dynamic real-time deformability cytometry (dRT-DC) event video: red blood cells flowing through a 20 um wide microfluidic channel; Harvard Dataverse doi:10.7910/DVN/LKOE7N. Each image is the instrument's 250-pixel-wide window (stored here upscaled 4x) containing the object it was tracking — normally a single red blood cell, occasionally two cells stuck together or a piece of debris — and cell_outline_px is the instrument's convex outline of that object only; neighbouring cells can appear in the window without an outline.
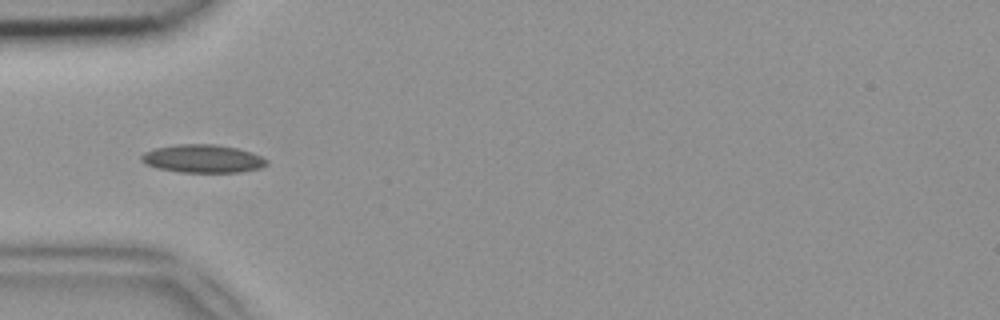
{"species": "common noctule bat (a hibernating species)", "species_latin": "Nyctalus noctula", "temperature_condition": "room temperature", "stored_images_in_passage": 49, "camera_frame_rate_fps": 3000, "um_per_image_px": 0.085, "animal": {"sex": "female", "body_mass_g": 18.4}, "frame": {"image": 1, "passage_image": 15, "time_ms": 4.667, "image_size_px": [1000, 320], "cell_outline_px": [[268, 164], [260, 168], [240, 172], [180, 172], [156, 168], [144, 164], [140, 160], [140, 156], [144, 152], [156, 148], [176, 144], [216, 144], [236, 148], [252, 152], [268, 160]], "centroid_in_image_um": [17.21, 13.49], "position_along_channel_um": 67.8, "area_um2": 20.63}}
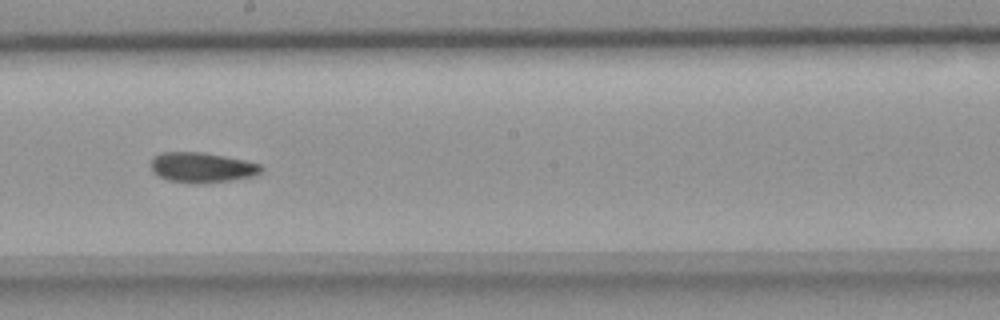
{"frame": {"image": 2, "passage_image": 27, "time_ms": 8.667, "image_size_px": [1000, 320], "cell_outline_px": [[264, 168], [260, 172], [252, 176], [204, 184], [188, 184], [168, 180], [152, 172], [152, 160], [160, 152], [204, 152], [244, 160], [260, 164]], "centroid_in_image_um": [17.15, 14.24], "position_along_channel_um": 231.0, "area_um2": 19.36}}
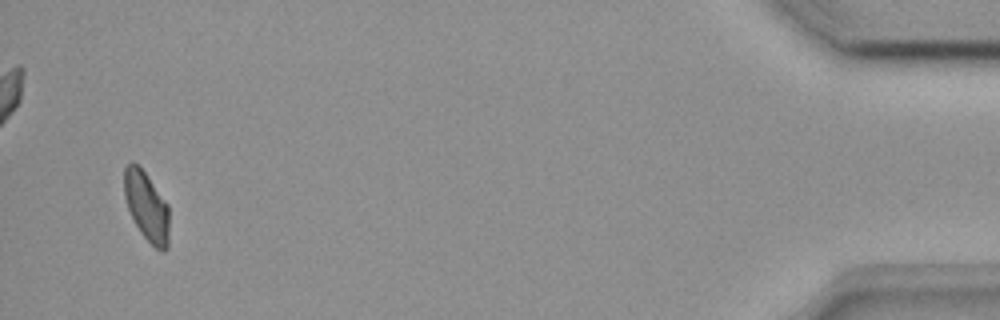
{"frame": {"image": 3, "passage_image": 47, "time_ms": 15.333, "image_size_px": [1000, 320], "cell_outline_px": [[168, 248], [164, 252], [160, 252], [140, 232], [128, 208], [124, 196], [124, 168], [132, 160], [140, 164], [168, 204]], "centroid_in_image_um": [12.46, 17.49], "position_along_channel_um": 422.7, "area_um2": 18.32}}